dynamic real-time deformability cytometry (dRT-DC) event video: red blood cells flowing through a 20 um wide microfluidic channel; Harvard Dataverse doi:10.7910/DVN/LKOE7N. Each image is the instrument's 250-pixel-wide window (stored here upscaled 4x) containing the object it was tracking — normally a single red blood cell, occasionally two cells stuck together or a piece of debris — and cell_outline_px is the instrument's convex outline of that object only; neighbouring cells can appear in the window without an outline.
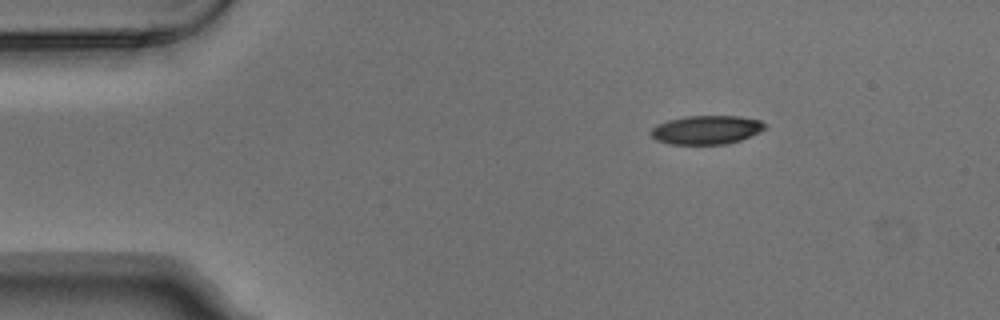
{"species": "Egyptian fruit bat (a non-hibernating species)", "species_latin": "Rousettus aegyptiacus", "temperature_condition": "warm", "stored_images_in_passage": 3, "camera_frame_rate_fps": 3000, "um_per_image_px": 0.085, "animal": {"sex": "male"}, "frame": {"image": 1, "passage_image": 1, "time_ms": 0.0, "image_size_px": [1000, 320], "cell_outline_px": [[764, 128], [760, 132], [740, 140], [724, 144], [672, 144], [656, 140], [652, 136], [652, 128], [656, 124], [668, 120], [688, 116], [740, 116], [760, 120], [764, 124]], "centroid_in_image_um": [60.04, 11.03], "position_along_channel_um": 25.0, "area_um2": 18.9}}